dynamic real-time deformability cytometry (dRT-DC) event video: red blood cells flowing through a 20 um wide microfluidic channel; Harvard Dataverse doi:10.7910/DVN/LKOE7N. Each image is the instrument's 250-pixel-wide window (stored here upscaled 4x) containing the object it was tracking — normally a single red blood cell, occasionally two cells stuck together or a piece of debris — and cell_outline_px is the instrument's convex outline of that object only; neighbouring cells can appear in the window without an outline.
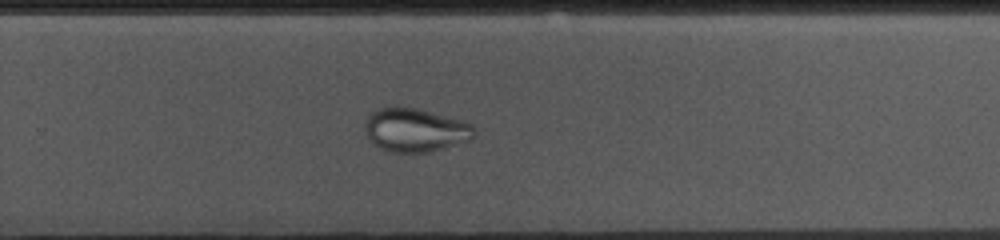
{"species": "common noctule bat (a hibernating species)", "species_latin": "Nyctalus noctula", "temperature_condition": "cold", "stored_images_in_passage": 48, "camera_frame_rate_fps": 3000, "um_per_image_px": 0.085, "animal": {"sex": "female", "body_mass_g": 10.0, "forearm_length_mm": 53.1}, "frame": {"image": 1, "passage_image": 28, "time_ms": 9.0, "image_size_px": [1000, 240], "cell_outline_px": [[476, 136], [472, 140], [428, 152], [388, 152], [372, 144], [364, 128], [364, 120], [372, 112], [380, 108], [396, 104], [420, 108], [468, 120], [476, 128]], "centroid_in_image_um": [35.34, 11.01], "position_along_channel_um": 294.5, "area_um2": 28.9}}
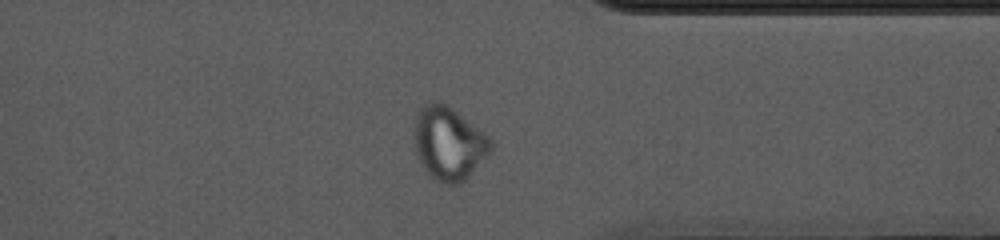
{"frame": {"image": 2, "passage_image": 35, "time_ms": 11.333, "image_size_px": [1000, 240], "cell_outline_px": [[492, 152], [460, 184], [440, 184], [420, 164], [416, 156], [412, 132], [412, 128], [416, 116], [420, 108], [424, 104], [436, 100], [452, 108], [484, 132], [488, 136], [492, 144]], "centroid_in_image_um": [38.11, 12.18], "position_along_channel_um": 373.3, "area_um2": 33.0}}